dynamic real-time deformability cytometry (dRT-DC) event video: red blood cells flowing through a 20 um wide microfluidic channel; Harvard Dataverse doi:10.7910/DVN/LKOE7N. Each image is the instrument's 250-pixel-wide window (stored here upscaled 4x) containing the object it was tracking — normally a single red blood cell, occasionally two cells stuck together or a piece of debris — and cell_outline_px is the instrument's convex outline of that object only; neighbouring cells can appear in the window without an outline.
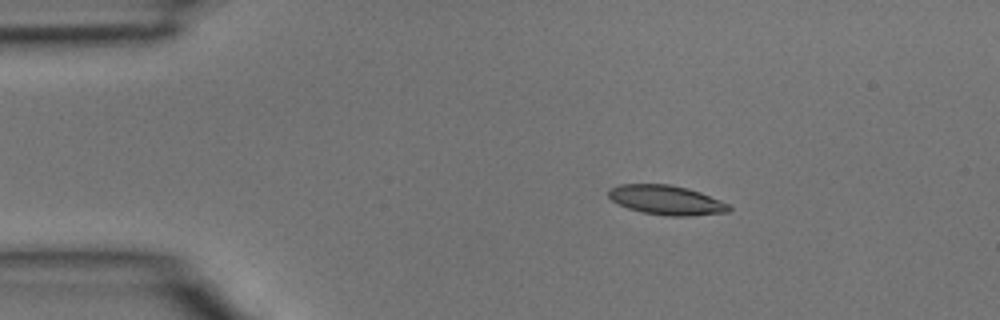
{"species": "common noctule bat (a hibernating species)", "species_latin": "Nyctalus noctula", "temperature_condition": "room temperature", "stored_images_in_passage": 38, "camera_frame_rate_fps": 3000, "um_per_image_px": 0.085, "animal": {"sex": "male", "body_mass_g": 15.6}, "frame": {"image": 1, "passage_image": 1, "time_ms": 0.0, "image_size_px": [1000, 320], "cell_outline_px": [[732, 208], [728, 212], [688, 216], [668, 216], [644, 212], [628, 208], [612, 200], [608, 196], [608, 188], [620, 184], [668, 184], [688, 188], [700, 192], [720, 200], [728, 204]], "centroid_in_image_um": [56.64, 17.0], "position_along_channel_um": 28.4, "area_um2": 20.58}}
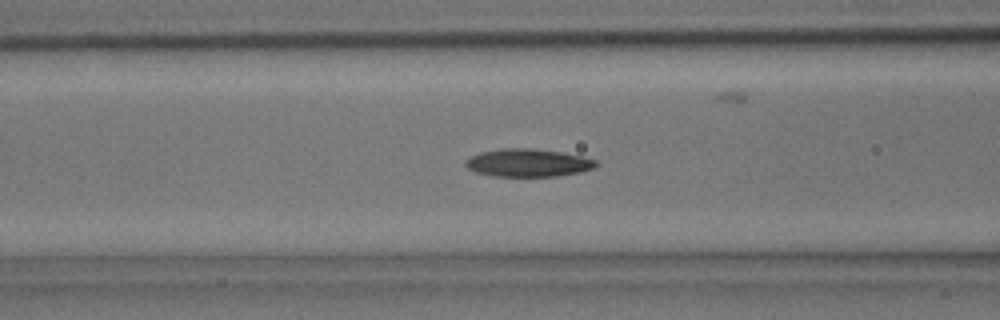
{"frame": {"image": 2, "passage_image": 11, "time_ms": 3.333, "image_size_px": [1000, 320], "cell_outline_px": [[596, 164], [592, 168], [580, 172], [556, 176], [492, 176], [476, 172], [468, 168], [464, 164], [472, 156], [480, 152], [500, 148], [532, 148], [560, 152], [580, 156], [596, 160]], "centroid_in_image_um": [44.85, 13.83], "position_along_channel_um": 121.8, "area_um2": 20.92}}
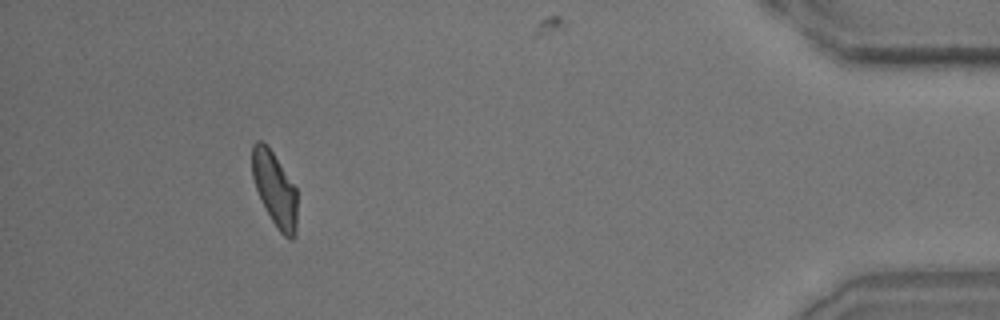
{"frame": {"image": 3, "passage_image": 35, "time_ms": 11.333, "image_size_px": [1000, 320], "cell_outline_px": [[296, 232], [292, 240], [288, 240], [280, 232], [272, 220], [256, 188], [252, 176], [252, 144], [256, 140], [264, 140], [296, 188]], "centroid_in_image_um": [23.35, 16.05], "position_along_channel_um": 411.9, "area_um2": 19.19}}